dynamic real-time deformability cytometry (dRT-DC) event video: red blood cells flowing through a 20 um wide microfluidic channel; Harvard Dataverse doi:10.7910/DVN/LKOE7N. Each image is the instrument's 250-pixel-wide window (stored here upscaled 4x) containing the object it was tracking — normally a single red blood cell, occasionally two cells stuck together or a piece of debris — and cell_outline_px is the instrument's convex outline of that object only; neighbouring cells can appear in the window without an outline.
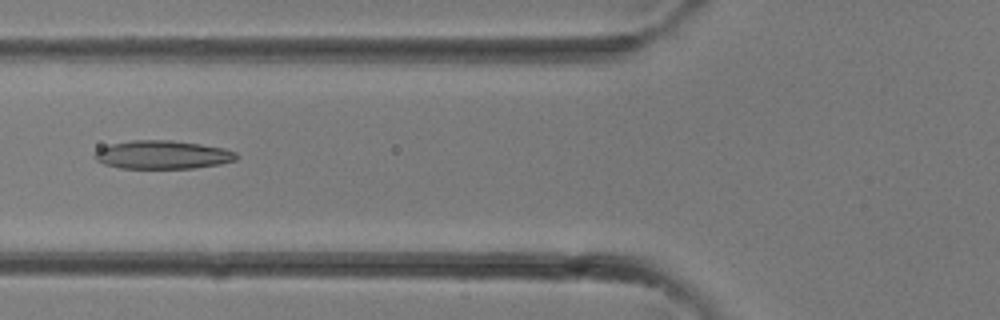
{"species": "common noctule bat (a hibernating species)", "species_latin": "Nyctalus noctula", "temperature_condition": "room temperature", "stored_images_in_passage": 33, "camera_frame_rate_fps": 3000, "um_per_image_px": 0.085, "animal": {"sex": "female"}, "frame": {"image": 1, "passage_image": 13, "time_ms": 4.0, "image_size_px": [1000, 320], "cell_outline_px": [[236, 160], [220, 164], [192, 168], [120, 168], [104, 164], [96, 160], [92, 156], [92, 152], [100, 148], [112, 144], [132, 140], [172, 140], [200, 144], [224, 148], [236, 152]], "centroid_in_image_um": [13.78, 13.15], "position_along_channel_um": 112.0, "area_um2": 23.47}}
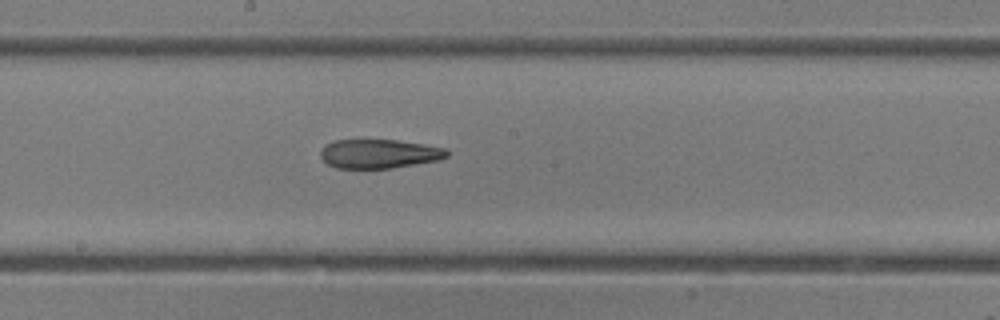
{"frame": {"image": 2, "passage_image": 18, "time_ms": 5.667, "image_size_px": [1000, 320], "cell_outline_px": [[448, 156], [440, 160], [392, 168], [336, 168], [328, 164], [320, 156], [320, 152], [332, 140], [396, 140], [424, 144], [448, 148]], "centroid_in_image_um": [32.27, 13.07], "position_along_channel_um": 215.9, "area_um2": 21.39}}
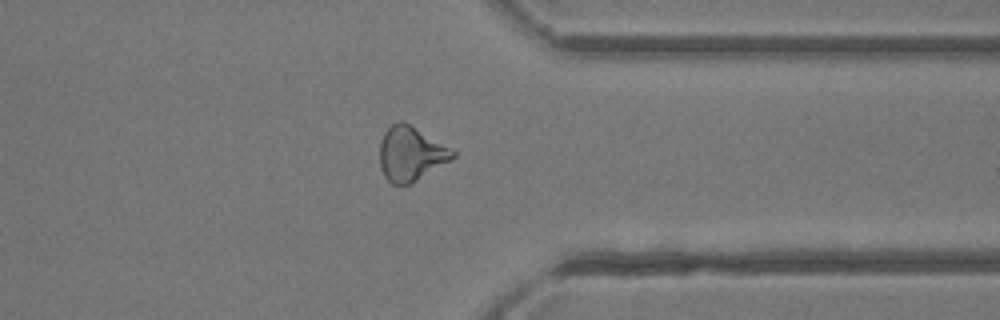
{"frame": {"image": 3, "passage_image": 26, "time_ms": 8.333, "image_size_px": [1000, 320], "cell_outline_px": [[456, 156], [452, 160], [412, 184], [392, 184], [384, 176], [380, 168], [380, 144], [384, 132], [392, 124], [400, 120], [404, 120], [452, 148], [456, 152]], "centroid_in_image_um": [34.95, 13.06], "position_along_channel_um": 376.5, "area_um2": 23.52}}